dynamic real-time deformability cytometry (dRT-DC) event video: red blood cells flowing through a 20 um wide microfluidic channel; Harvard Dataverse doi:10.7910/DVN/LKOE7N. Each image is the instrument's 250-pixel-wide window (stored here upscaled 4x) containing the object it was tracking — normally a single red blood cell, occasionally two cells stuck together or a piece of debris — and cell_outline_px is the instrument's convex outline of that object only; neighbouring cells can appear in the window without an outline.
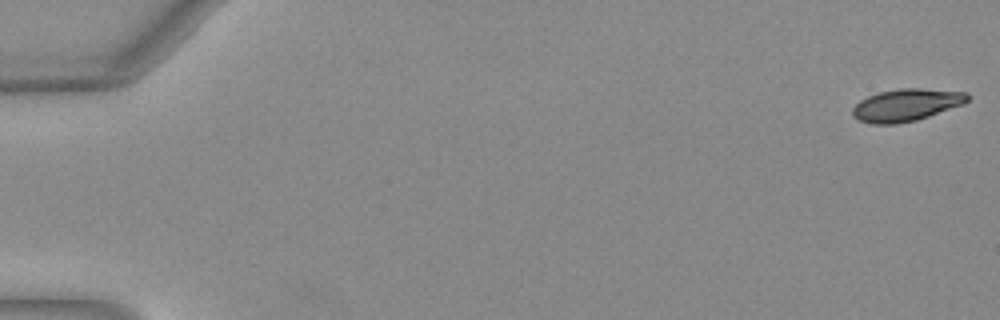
{"species": "Egyptian fruit bat (a non-hibernating species)", "species_latin": "Rousettus aegyptiacus", "temperature_condition": "warm", "stored_images_in_passage": 17, "camera_frame_rate_fps": 3000, "um_per_image_px": 0.085, "animal": {"sex": "female"}, "frame": {"image": 1, "passage_image": 1, "time_ms": 0.0, "image_size_px": [1000, 320], "cell_outline_px": [[968, 100], [964, 104], [916, 120], [896, 124], [872, 124], [860, 120], [852, 116], [852, 108], [860, 100], [868, 96], [880, 92], [900, 88], [920, 88], [968, 92]], "centroid_in_image_um": [77.03, 8.92], "position_along_channel_um": 8.0, "area_um2": 21.56}}
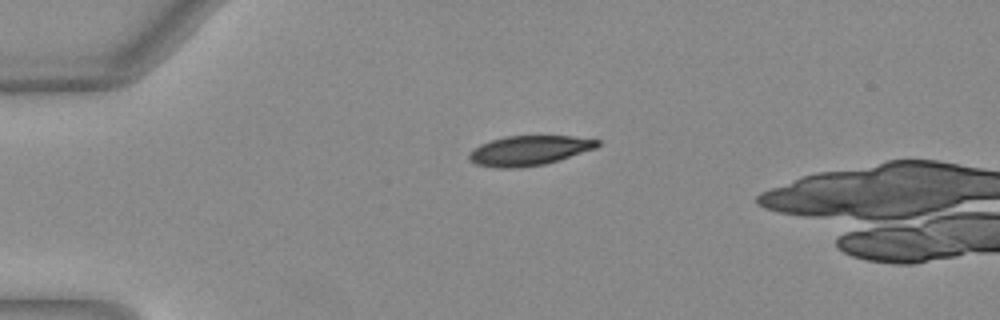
{"frame": {"image": 2, "passage_image": 13, "time_ms": 4.0, "image_size_px": [1000, 320], "cell_outline_px": [[600, 144], [596, 148], [560, 160], [544, 164], [520, 168], [496, 168], [476, 164], [468, 160], [468, 156], [480, 144], [504, 136], [572, 136], [600, 140]], "centroid_in_image_um": [44.99, 12.8], "position_along_channel_um": 40.0, "area_um2": 22.25}}